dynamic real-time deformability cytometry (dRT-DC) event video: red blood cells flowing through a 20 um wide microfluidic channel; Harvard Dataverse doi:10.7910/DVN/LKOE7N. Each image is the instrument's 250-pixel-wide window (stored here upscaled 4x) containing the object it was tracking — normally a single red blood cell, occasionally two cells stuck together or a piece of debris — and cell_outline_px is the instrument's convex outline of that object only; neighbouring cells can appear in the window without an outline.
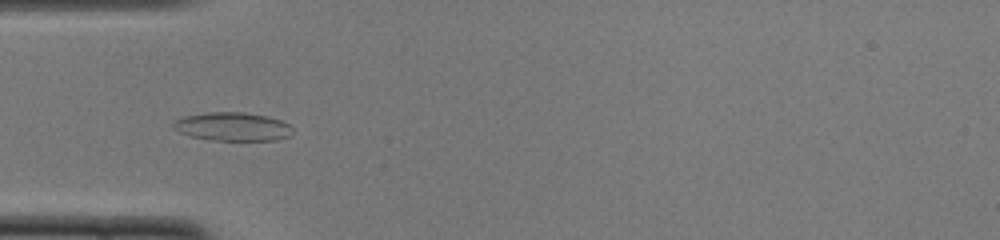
{"species": "common noctule bat (a hibernating species)", "species_latin": "Nyctalus noctula", "temperature_condition": "cold", "stored_images_in_passage": 51, "camera_frame_rate_fps": 3000, "um_per_image_px": 0.085, "animal": {"sex": "female", "body_mass_g": 22.0, "forearm_length_mm": 56.7}, "frame": {"image": 1, "passage_image": 16, "time_ms": 5.0, "image_size_px": [1000, 240], "cell_outline_px": [[292, 132], [288, 136], [276, 140], [208, 140], [192, 136], [180, 132], [172, 128], [172, 120], [184, 116], [204, 112], [244, 112], [268, 116], [280, 120], [288, 124], [292, 128]], "centroid_in_image_um": [19.72, 10.75], "position_along_channel_um": 65.3, "area_um2": 19.94}}
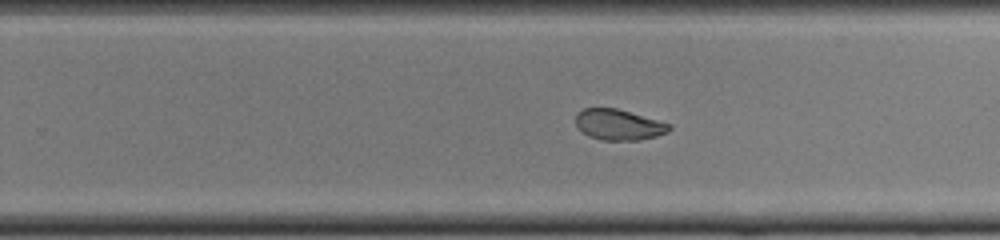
{"frame": {"image": 2, "passage_image": 32, "time_ms": 10.333, "image_size_px": [1000, 240], "cell_outline_px": [[672, 128], [668, 132], [656, 136], [640, 140], [600, 140], [588, 136], [576, 124], [576, 112], [584, 108], [616, 108], [672, 124]], "centroid_in_image_um": [52.6, 10.6], "position_along_channel_um": 277.2, "area_um2": 16.76}}
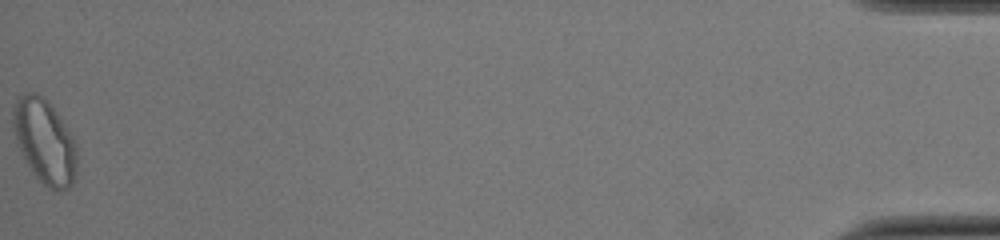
{"frame": {"image": 3, "passage_image": 51, "time_ms": 16.667, "image_size_px": [1000, 240], "cell_outline_px": [[76, 172], [72, 184], [68, 188], [56, 192], [48, 188], [32, 172], [20, 148], [12, 124], [12, 104], [16, 96], [24, 92], [36, 92], [44, 96], [56, 112], [72, 136], [76, 144]], "centroid_in_image_um": [3.78, 11.97], "position_along_channel_um": 431.4, "area_um2": 31.39}, "authors_computed_cell_mechanics": {"area_um2": 19.0162, "velocity_mm_per_s": 3.9963, "shape_relaxation_time_tau1_ms": 4.1021, "shape_relaxation_time_tau2_ms": 2.6261, "deformation_change_tau1": 0.1299, "deformation_change_tau2": 0.0623}}